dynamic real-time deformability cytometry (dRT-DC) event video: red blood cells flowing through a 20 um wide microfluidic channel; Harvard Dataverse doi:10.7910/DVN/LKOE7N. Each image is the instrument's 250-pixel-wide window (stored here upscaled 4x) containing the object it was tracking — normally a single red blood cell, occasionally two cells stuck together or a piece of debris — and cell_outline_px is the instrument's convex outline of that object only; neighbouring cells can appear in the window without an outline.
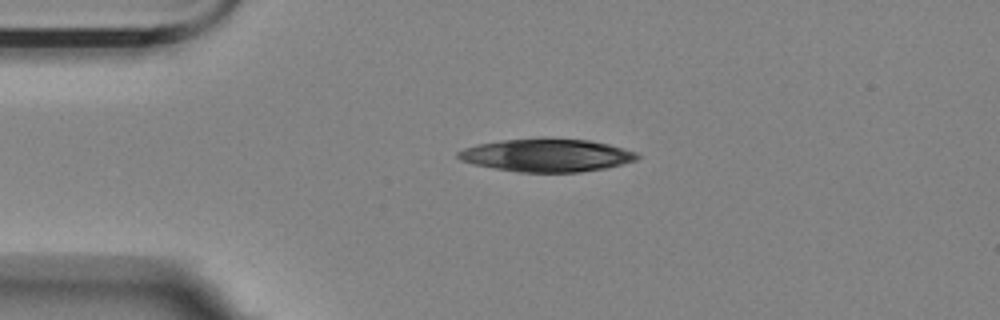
{"species": "Egyptian fruit bat (a non-hibernating species)", "species_latin": "Rousettus aegyptiacus", "temperature_condition": "room temperature", "stored_images_in_passage": 44, "camera_frame_rate_fps": 3000, "um_per_image_px": 0.085, "animal": {"sex": "female"}, "frame": {"image": 1, "passage_image": 1, "time_ms": 0.0, "image_size_px": [1000, 320], "cell_outline_px": [[640, 156], [636, 160], [608, 168], [580, 172], [520, 172], [496, 168], [476, 164], [460, 160], [456, 156], [456, 152], [464, 148], [476, 144], [504, 140], [544, 136], [588, 140], [608, 144], [636, 152]], "centroid_in_image_um": [46.48, 13.17], "position_along_channel_um": 38.5, "area_um2": 34.74}}
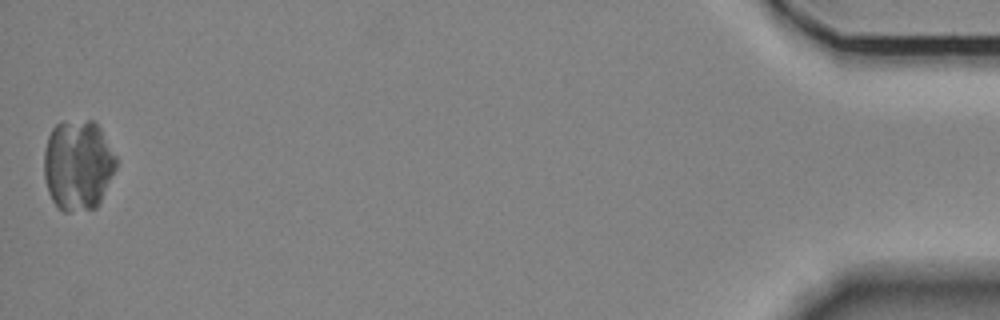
{"frame": {"image": 2, "passage_image": 44, "time_ms": 14.333, "image_size_px": [1000, 320], "cell_outline_px": [[116, 168], [100, 204], [96, 208], [68, 212], [64, 212], [52, 200], [48, 192], [44, 176], [44, 152], [48, 136], [52, 128], [56, 124], [88, 120], [92, 120], [100, 128], [116, 156]], "centroid_in_image_um": [6.63, 14.06], "position_along_channel_um": 428.6, "area_um2": 38.03}}